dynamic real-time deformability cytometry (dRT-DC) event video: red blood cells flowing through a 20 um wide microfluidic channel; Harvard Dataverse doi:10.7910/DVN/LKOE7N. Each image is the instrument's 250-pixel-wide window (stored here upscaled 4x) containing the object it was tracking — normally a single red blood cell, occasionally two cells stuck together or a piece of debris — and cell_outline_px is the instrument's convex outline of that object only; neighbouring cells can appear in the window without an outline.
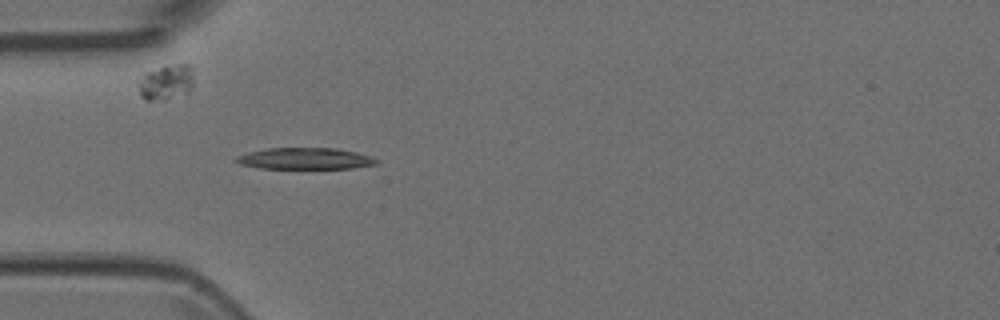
{"species": "Egyptian fruit bat (a non-hibernating species)", "species_latin": "Rousettus aegyptiacus", "temperature_condition": "room temperature", "stored_images_in_passage": 4, "camera_frame_rate_fps": 3000, "um_per_image_px": 0.085, "animal": {"sex": "female"}, "frame": {"image": 1, "passage_image": 4, "time_ms": 1.0, "image_size_px": [1000, 320], "cell_outline_px": [[380, 160], [376, 164], [352, 168], [260, 168], [240, 164], [232, 160], [236, 156], [248, 152], [268, 148], [336, 148], [356, 152], [372, 156]], "centroid_in_image_um": [25.93, 13.47], "position_along_channel_um": 59.1, "area_um2": 17.57}}